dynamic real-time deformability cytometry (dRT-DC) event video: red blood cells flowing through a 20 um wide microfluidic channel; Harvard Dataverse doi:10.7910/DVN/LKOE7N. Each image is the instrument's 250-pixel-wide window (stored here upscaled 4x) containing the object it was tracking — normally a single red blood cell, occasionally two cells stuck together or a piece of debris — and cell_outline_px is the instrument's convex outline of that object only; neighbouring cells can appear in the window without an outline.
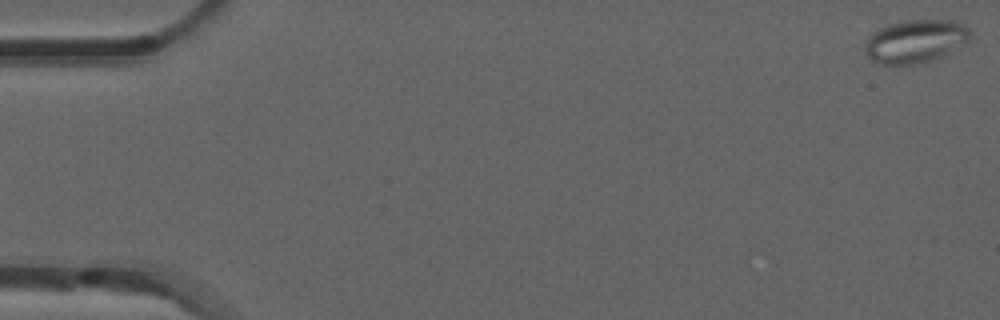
{"species": "common noctule bat (a hibernating species)", "species_latin": "Nyctalus noctula", "temperature_condition": "room temperature", "stored_images_in_passage": 6, "camera_frame_rate_fps": 3000, "um_per_image_px": 0.085, "animal": {"sex": "male", "forearm_length_mm": 52.5}, "frame": {"image": 1, "passage_image": 1, "time_ms": 0.0, "image_size_px": [1000, 320], "cell_outline_px": [[968, 40], [964, 44], [940, 56], [928, 60], [912, 64], [880, 64], [872, 60], [864, 52], [864, 44], [868, 36], [872, 32], [888, 24], [908, 20], [952, 20], [964, 24], [968, 28]], "centroid_in_image_um": [77.74, 3.49], "position_along_channel_um": 7.3, "area_um2": 26.13}}
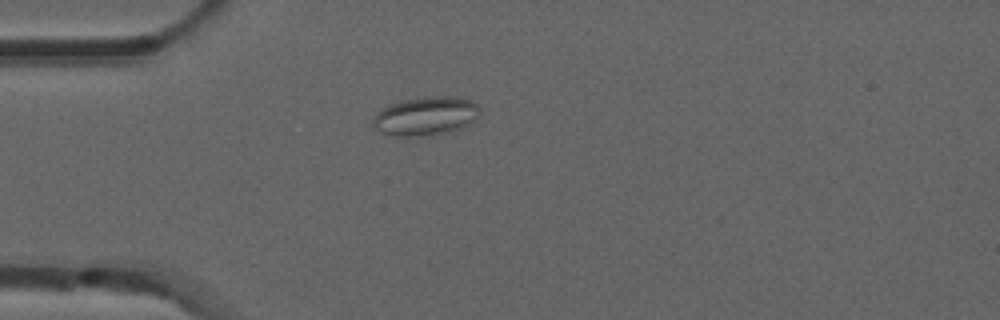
{"frame": {"image": 2, "passage_image": 5, "time_ms": 1.333, "image_size_px": [1000, 320], "cell_outline_px": [[480, 112], [468, 124], [460, 128], [444, 132], [412, 136], [392, 136], [380, 132], [372, 124], [372, 120], [388, 104], [400, 100], [424, 96], [452, 96], [468, 100], [480, 104]], "centroid_in_image_um": [36.17, 9.84], "position_along_channel_um": 48.8, "area_um2": 23.81}}